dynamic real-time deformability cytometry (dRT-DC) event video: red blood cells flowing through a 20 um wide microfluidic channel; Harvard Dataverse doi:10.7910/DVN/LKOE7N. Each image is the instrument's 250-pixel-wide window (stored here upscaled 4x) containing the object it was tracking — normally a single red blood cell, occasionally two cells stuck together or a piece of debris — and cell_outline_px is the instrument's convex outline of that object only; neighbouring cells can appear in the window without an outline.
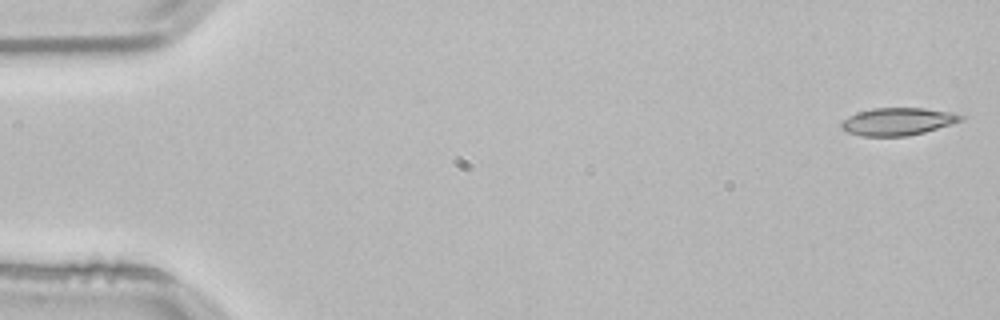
{"species": "common noctule bat (a hibernating species)", "species_latin": "Nyctalus noctula", "temperature_condition": "room temperature", "stored_images_in_passage": 11, "camera_frame_rate_fps": 3000, "um_per_image_px": 0.085, "animal": {"sex": "male", "body_mass_g": 21.5, "forearm_length_mm": 52.0}, "frame": {"image": 1, "passage_image": 1, "time_ms": 0.0, "image_size_px": [1000, 320], "cell_outline_px": [[964, 120], [952, 124], [924, 132], [904, 136], [860, 136], [848, 132], [840, 128], [840, 124], [848, 116], [872, 108], [924, 108], [952, 112], [964, 116]], "centroid_in_image_um": [76.32, 10.33], "position_along_channel_um": 8.7, "area_um2": 19.13}}